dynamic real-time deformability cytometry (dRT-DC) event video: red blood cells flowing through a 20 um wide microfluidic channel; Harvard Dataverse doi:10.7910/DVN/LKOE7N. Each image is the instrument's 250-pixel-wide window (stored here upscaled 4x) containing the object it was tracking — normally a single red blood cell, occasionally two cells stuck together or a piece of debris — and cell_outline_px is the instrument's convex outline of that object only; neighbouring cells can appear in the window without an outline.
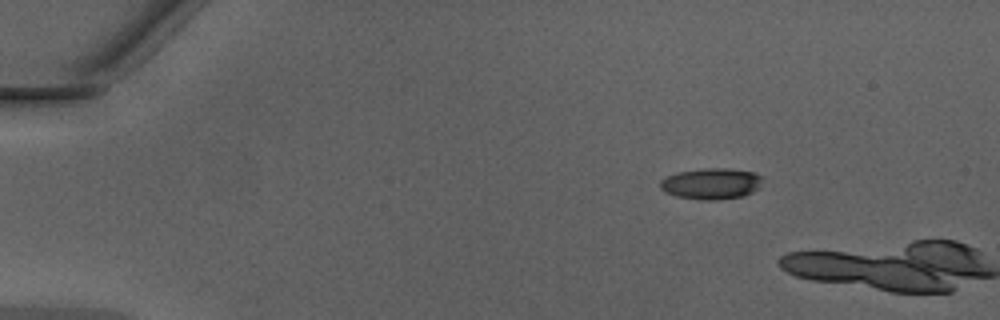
{"species": "Egyptian fruit bat (a non-hibernating species)", "species_latin": "Rousettus aegyptiacus", "temperature_condition": "warm", "stored_images_in_passage": 2, "camera_frame_rate_fps": 3000, "um_per_image_px": 0.085, "animal": {"sex": "male"}, "frame": {"image": 1, "passage_image": 1, "time_ms": 0.0, "image_size_px": [1000, 320], "cell_outline_px": [[760, 184], [752, 192], [740, 196], [716, 200], [700, 200], [676, 196], [664, 192], [660, 188], [660, 180], [676, 172], [704, 168], [728, 168], [756, 172], [760, 176]], "centroid_in_image_um": [60.41, 15.6], "position_along_channel_um": 24.6, "area_um2": 18.5}}